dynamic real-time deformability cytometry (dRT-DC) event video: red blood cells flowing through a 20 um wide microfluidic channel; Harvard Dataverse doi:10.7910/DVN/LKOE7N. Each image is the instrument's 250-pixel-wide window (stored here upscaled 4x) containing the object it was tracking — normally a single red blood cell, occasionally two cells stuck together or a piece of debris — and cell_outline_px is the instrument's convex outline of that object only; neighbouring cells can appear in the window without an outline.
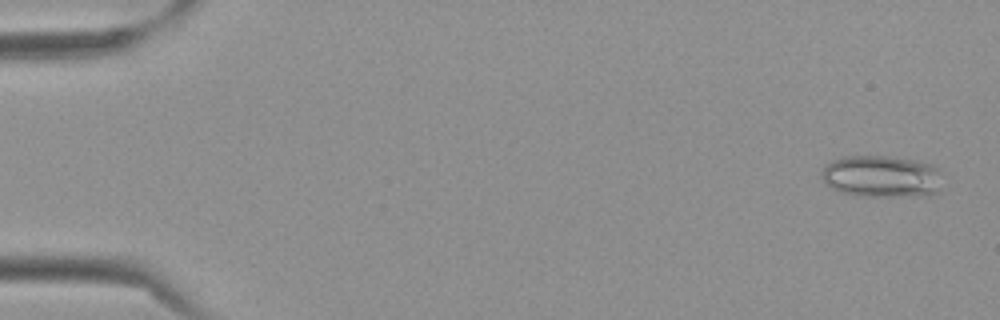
{"species": "Egyptian fruit bat (a non-hibernating species)", "species_latin": "Rousettus aegyptiacus", "temperature_condition": "cold", "stored_images_in_passage": 59, "camera_frame_rate_fps": 3000, "um_per_image_px": 0.085, "frame": {"image": 1, "passage_image": 3, "time_ms": 0.667, "image_size_px": [1000, 320], "cell_outline_px": [[936, 192], [928, 196], [868, 196], [840, 192], [824, 184], [820, 176], [820, 172], [828, 164], [844, 156], [888, 156], [912, 160], [932, 164], [936, 168]], "centroid_in_image_um": [74.83, 15.0], "position_along_channel_um": 10.2, "area_um2": 28.96}}
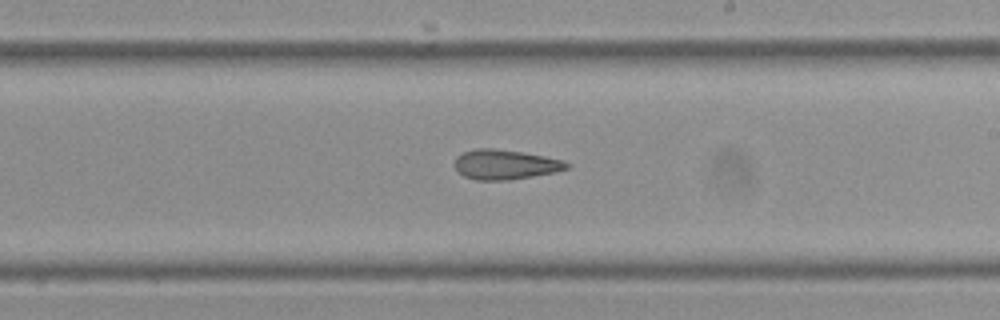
{"frame": {"image": 2, "passage_image": 35, "time_ms": 11.333, "image_size_px": [1000, 320], "cell_outline_px": [[568, 168], [552, 172], [512, 180], [476, 180], [464, 176], [456, 168], [456, 156], [464, 152], [476, 148], [492, 148], [520, 152], [544, 156], [564, 160], [568, 164]], "centroid_in_image_um": [42.92, 13.98], "position_along_channel_um": 246.1, "area_um2": 19.13}}
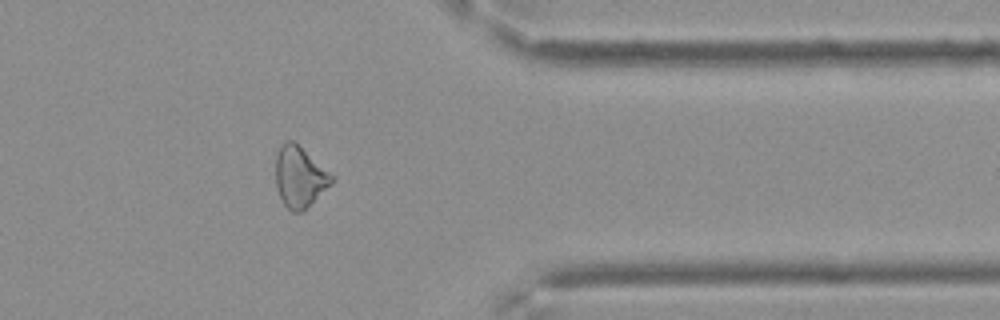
{"frame": {"image": 3, "passage_image": 48, "time_ms": 15.667, "image_size_px": [1000, 320], "cell_outline_px": [[336, 180], [304, 212], [292, 212], [284, 204], [276, 188], [276, 156], [280, 148], [288, 140], [292, 140], [336, 176]], "centroid_in_image_um": [25.52, 15.08], "position_along_channel_um": 385.9, "area_um2": 20.06}, "authors_computed_cell_mechanics": {"area_um2": 21.4438, "velocity_mm_per_s": 3.5095, "shape_relaxation_time_tau1_ms": null, "shape_relaxation_time_tau2_ms": 4.9302, "deformation_change_tau1": null, "deformation_change_tau2": 0.1322}}